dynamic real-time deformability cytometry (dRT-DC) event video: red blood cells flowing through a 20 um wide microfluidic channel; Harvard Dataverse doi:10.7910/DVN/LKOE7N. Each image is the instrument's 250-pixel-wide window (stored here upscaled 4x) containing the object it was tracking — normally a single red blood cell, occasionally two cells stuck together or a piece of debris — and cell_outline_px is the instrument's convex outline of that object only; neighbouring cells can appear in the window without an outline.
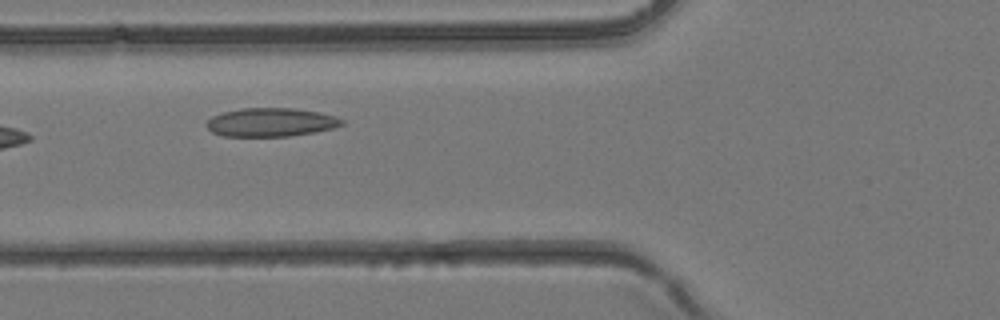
{"species": "common noctule bat (a hibernating species)", "species_latin": "Nyctalus noctula", "temperature_condition": "room temperature", "stored_images_in_passage": 7, "camera_frame_rate_fps": 3000, "um_per_image_px": 0.085, "animal": {"sex": "female", "body_mass_g": 24.6, "forearm_length_mm": 56.2}, "frame": {"image": 1, "passage_image": 6, "time_ms": 1.667, "image_size_px": [1000, 320], "cell_outline_px": [[344, 124], [332, 128], [316, 132], [288, 136], [220, 136], [212, 132], [204, 124], [212, 116], [224, 112], [240, 108], [296, 108], [320, 112], [336, 116], [344, 120]], "centroid_in_image_um": [23.03, 10.39], "position_along_channel_um": 102.8, "area_um2": 22.72}}
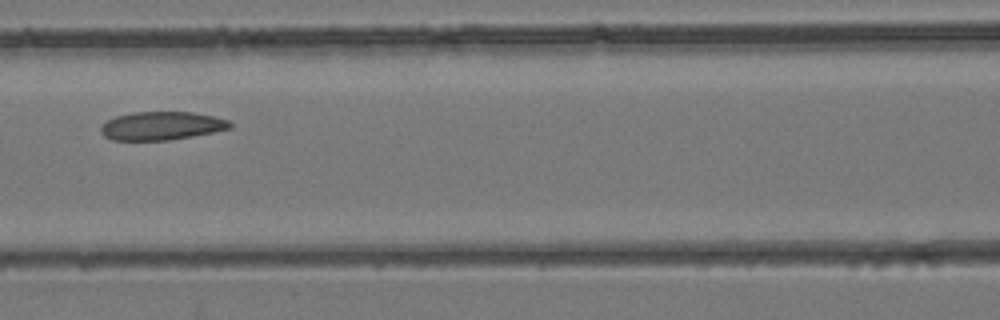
{"frame": {"image": 2, "passage_image": 7, "time_ms": 2.0, "image_size_px": [1000, 320], "cell_outline_px": [[232, 128], [192, 136], [168, 140], [112, 140], [104, 136], [100, 132], [100, 128], [108, 120], [116, 116], [136, 112], [192, 112], [212, 116], [228, 120], [232, 124]], "centroid_in_image_um": [13.73, 10.7], "position_along_channel_um": 152.9, "area_um2": 21.15}}